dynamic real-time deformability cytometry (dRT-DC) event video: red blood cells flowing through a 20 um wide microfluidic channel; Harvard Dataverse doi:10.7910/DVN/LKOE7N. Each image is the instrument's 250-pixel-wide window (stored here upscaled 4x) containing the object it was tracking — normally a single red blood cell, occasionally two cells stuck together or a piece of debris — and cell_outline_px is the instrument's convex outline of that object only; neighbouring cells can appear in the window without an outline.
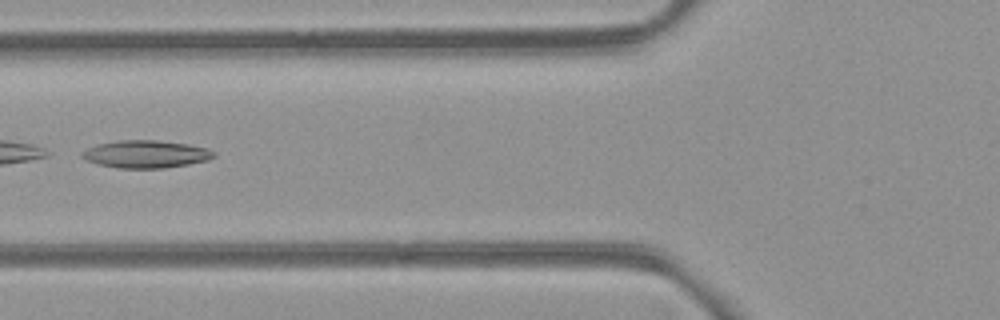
{"species": "common noctule bat (a hibernating species)", "species_latin": "Nyctalus noctula", "temperature_condition": "room temperature", "stored_images_in_passage": 2, "camera_frame_rate_fps": 3000, "um_per_image_px": 0.085, "animal": {"sex": "female", "body_mass_g": 21.9}, "frame": {"image": 1, "passage_image": 2, "time_ms": 1.0, "image_size_px": [1000, 320], "cell_outline_px": [[216, 156], [208, 160], [188, 164], [164, 168], [116, 168], [100, 164], [88, 160], [80, 156], [80, 152], [96, 144], [120, 140], [156, 140], [188, 144], [208, 148], [216, 152]], "centroid_in_image_um": [12.42, 13.09], "position_along_channel_um": 113.4, "area_um2": 21.21}}